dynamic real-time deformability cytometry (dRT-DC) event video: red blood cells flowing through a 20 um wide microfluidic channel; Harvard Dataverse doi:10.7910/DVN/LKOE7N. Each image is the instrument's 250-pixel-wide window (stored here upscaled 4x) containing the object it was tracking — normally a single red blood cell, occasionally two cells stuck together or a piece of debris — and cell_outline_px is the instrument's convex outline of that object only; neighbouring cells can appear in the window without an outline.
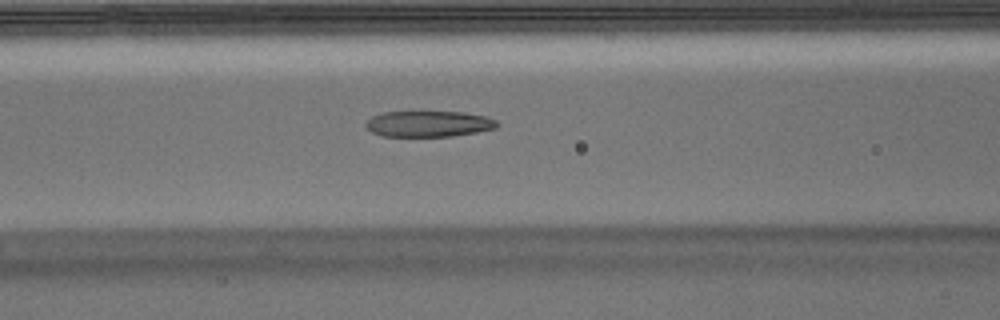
{"species": "Egyptian fruit bat (a non-hibernating species)", "species_latin": "Rousettus aegyptiacus", "temperature_condition": "warm", "stored_images_in_passage": 48, "camera_frame_rate_fps": 3000, "um_per_image_px": 0.085, "animal": {"sex": "male"}, "frame": {"image": 1, "passage_image": 21, "time_ms": 6.667, "image_size_px": [1000, 320], "cell_outline_px": [[500, 124], [496, 128], [476, 132], [452, 136], [380, 136], [364, 128], [364, 124], [372, 116], [384, 112], [464, 112], [484, 116], [496, 120]], "centroid_in_image_um": [36.41, 10.53], "position_along_channel_um": 130.2, "area_um2": 19.88}}
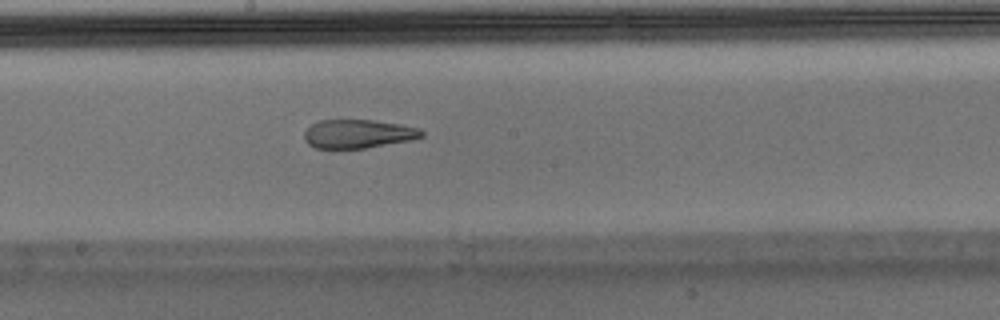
{"frame": {"image": 2, "passage_image": 28, "time_ms": 9.0, "image_size_px": [1000, 320], "cell_outline_px": [[424, 136], [412, 140], [364, 148], [316, 148], [308, 144], [304, 140], [304, 132], [312, 124], [320, 120], [376, 120], [400, 124], [420, 128], [424, 132]], "centroid_in_image_um": [30.46, 11.37], "position_along_channel_um": 217.7, "area_um2": 19.65}}
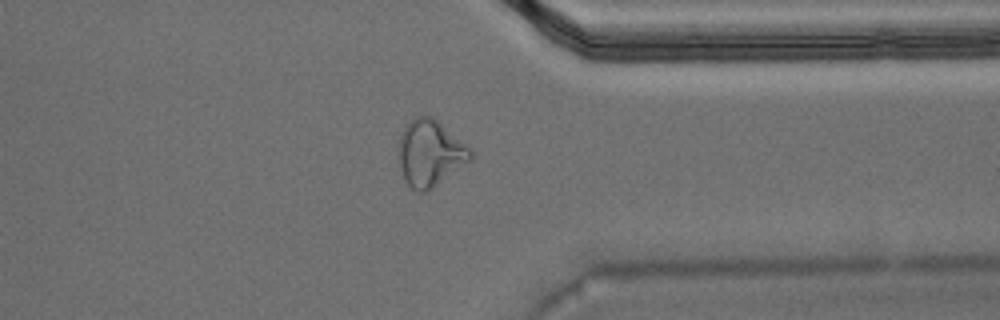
{"frame": {"image": 3, "passage_image": 41, "time_ms": 13.333, "image_size_px": [1000, 320], "cell_outline_px": [[472, 160], [428, 192], [416, 192], [408, 184], [400, 168], [400, 136], [404, 128], [416, 116], [432, 116], [472, 148]], "centroid_in_image_um": [36.61, 13.04], "position_along_channel_um": 374.8, "area_um2": 27.69}, "authors_computed_cell_mechanics": {"area_um2": 21.5016, "velocity_mm_per_s": 3.7496, "shape_relaxation_time_tau1_ms": null, "shape_relaxation_time_tau2_ms": 2.2116, "deformation_change_tau1": null, "deformation_change_tau2": 0.1146}}